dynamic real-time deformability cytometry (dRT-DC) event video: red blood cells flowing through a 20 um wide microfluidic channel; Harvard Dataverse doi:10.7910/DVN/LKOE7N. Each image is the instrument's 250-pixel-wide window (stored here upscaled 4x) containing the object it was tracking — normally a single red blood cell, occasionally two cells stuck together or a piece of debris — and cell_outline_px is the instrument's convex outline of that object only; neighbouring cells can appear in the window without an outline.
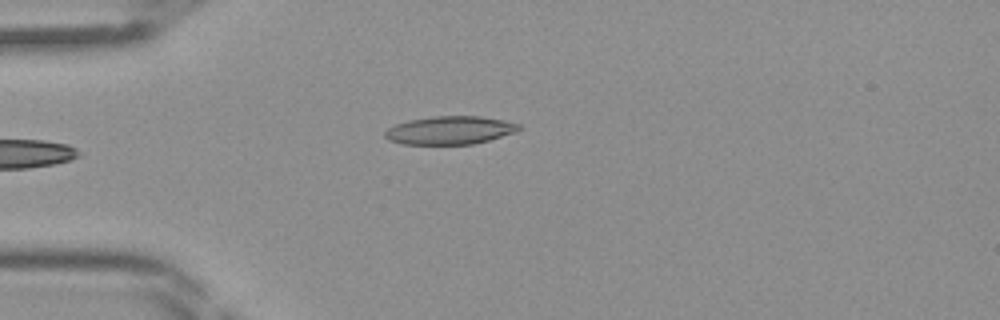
{"species": "Egyptian fruit bat (a non-hibernating species)", "species_latin": "Rousettus aegyptiacus", "temperature_condition": "room temperature", "stored_images_in_passage": 31, "camera_frame_rate_fps": 3000, "um_per_image_px": 0.085, "frame": {"image": 1, "passage_image": 1, "time_ms": 0.0, "image_size_px": [1000, 320], "cell_outline_px": [[520, 128], [516, 132], [488, 140], [472, 144], [404, 144], [388, 140], [384, 136], [384, 132], [388, 128], [396, 124], [408, 120], [432, 116], [480, 116], [504, 120], [520, 124]], "centroid_in_image_um": [38.22, 11.06], "position_along_channel_um": 46.8, "area_um2": 21.96}}
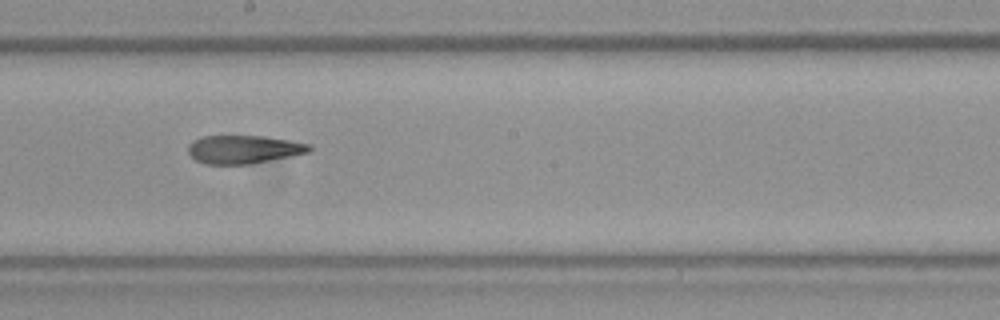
{"frame": {"image": 2, "passage_image": 14, "time_ms": 4.333, "image_size_px": [1000, 320], "cell_outline_px": [[312, 148], [308, 152], [292, 156], [252, 164], [204, 164], [196, 160], [188, 152], [188, 144], [192, 140], [204, 136], [264, 136], [312, 144]], "centroid_in_image_um": [20.71, 12.7], "position_along_channel_um": 227.5, "area_um2": 20.06}}
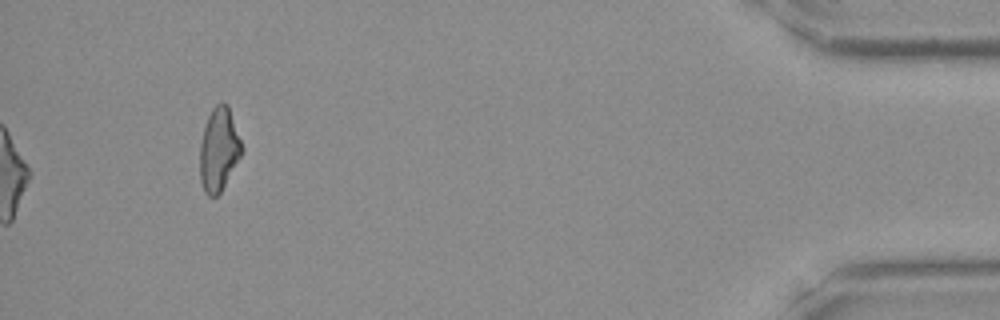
{"frame": {"image": 3, "passage_image": 31, "time_ms": 10.0, "image_size_px": [1000, 320], "cell_outline_px": [[244, 148], [240, 156], [220, 192], [216, 196], [208, 196], [204, 192], [200, 180], [200, 144], [204, 128], [208, 116], [212, 108], [216, 104], [228, 104]], "centroid_in_image_um": [18.6, 12.7], "position_along_channel_um": 416.6, "area_um2": 20.11}}